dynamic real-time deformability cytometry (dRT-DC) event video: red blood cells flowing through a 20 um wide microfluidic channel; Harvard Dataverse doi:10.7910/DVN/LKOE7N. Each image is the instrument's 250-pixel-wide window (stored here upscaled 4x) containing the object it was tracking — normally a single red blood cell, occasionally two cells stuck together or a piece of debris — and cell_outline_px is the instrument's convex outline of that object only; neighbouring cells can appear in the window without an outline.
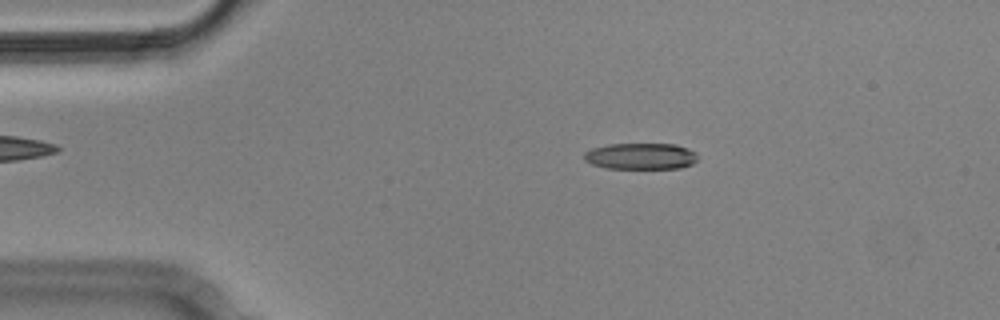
{"species": "Egyptian fruit bat (a non-hibernating species)", "species_latin": "Rousettus aegyptiacus", "temperature_condition": "cold", "stored_images_in_passage": 8, "camera_frame_rate_fps": 3000, "um_per_image_px": 0.085, "animal": {"sex": "male"}, "frame": {"image": 1, "passage_image": 1, "time_ms": 0.0, "image_size_px": [1000, 320], "cell_outline_px": [[696, 160], [692, 164], [680, 168], [608, 168], [592, 164], [584, 160], [584, 152], [592, 148], [608, 144], [676, 144], [688, 148], [696, 152]], "centroid_in_image_um": [54.46, 13.27], "position_along_channel_um": 30.5, "area_um2": 17.4}}
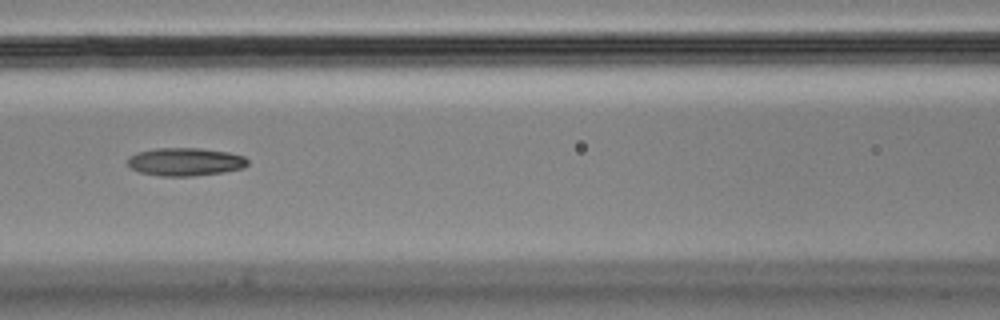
{"frame": {"image": 2, "passage_image": 5, "time_ms": 1.333, "image_size_px": [1000, 320], "cell_outline_px": [[248, 164], [244, 168], [224, 172], [192, 176], [160, 176], [140, 172], [132, 168], [128, 164], [128, 156], [136, 152], [156, 148], [200, 148], [228, 152], [244, 156], [248, 160]], "centroid_in_image_um": [15.75, 13.75], "position_along_channel_um": 150.8, "area_um2": 19.71}}
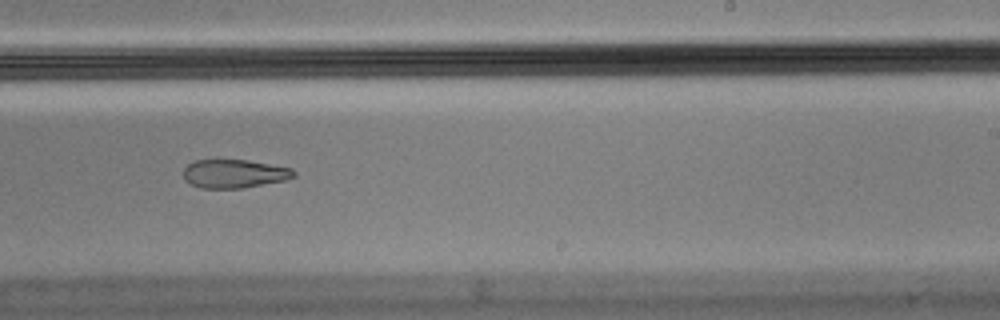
{"frame": {"image": 3, "passage_image": 8, "time_ms": 2.333, "image_size_px": [1000, 320], "cell_outline_px": [[296, 176], [284, 180], [244, 188], [200, 188], [184, 180], [184, 168], [188, 164], [196, 160], [248, 160], [292, 168], [296, 172]], "centroid_in_image_um": [19.92, 14.76], "position_along_channel_um": 269.1, "area_um2": 18.32}}